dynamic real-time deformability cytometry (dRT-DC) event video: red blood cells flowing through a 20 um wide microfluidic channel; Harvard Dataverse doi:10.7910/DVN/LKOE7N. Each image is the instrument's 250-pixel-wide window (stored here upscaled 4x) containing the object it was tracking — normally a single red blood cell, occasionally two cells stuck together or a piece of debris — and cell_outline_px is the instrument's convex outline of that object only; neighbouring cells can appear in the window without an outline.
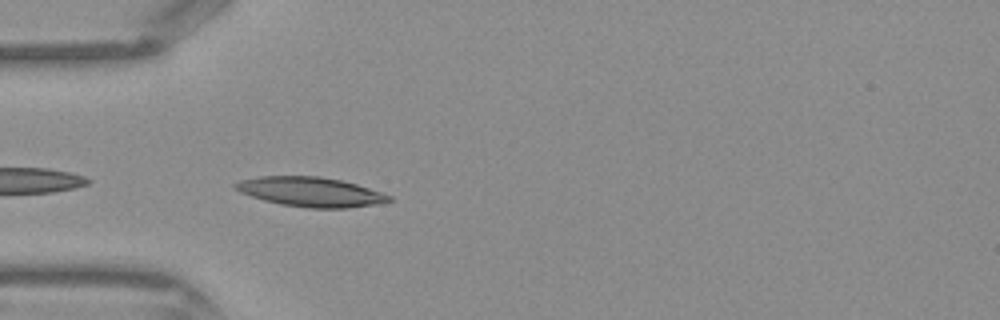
{"species": "Egyptian fruit bat (a non-hibernating species)", "species_latin": "Rousettus aegyptiacus", "temperature_condition": "warm", "stored_images_in_passage": 21, "camera_frame_rate_fps": 3000, "um_per_image_px": 0.085, "frame": {"image": 1, "passage_image": 1, "time_ms": 0.0, "image_size_px": [1000, 320], "cell_outline_px": [[392, 200], [376, 204], [348, 208], [308, 208], [280, 204], [264, 200], [240, 192], [232, 184], [240, 180], [260, 176], [320, 176], [340, 180], [356, 184], [392, 196]], "centroid_in_image_um": [26.39, 16.31], "position_along_channel_um": 58.6, "area_um2": 26.3}}
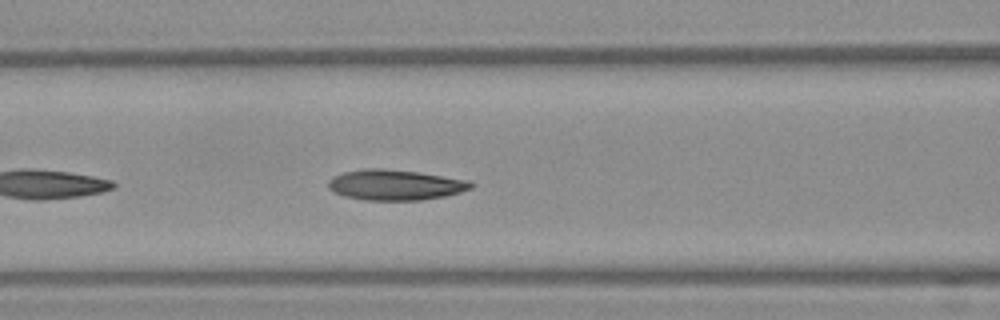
{"frame": {"image": 2, "passage_image": 6, "time_ms": 1.667, "image_size_px": [1000, 320], "cell_outline_px": [[476, 184], [472, 188], [460, 192], [444, 196], [420, 200], [364, 200], [344, 196], [332, 192], [328, 188], [328, 180], [332, 176], [344, 172], [368, 168], [380, 168], [420, 172], [468, 180]], "centroid_in_image_um": [33.58, 15.71], "position_along_channel_um": 133.0, "area_um2": 25.49}}
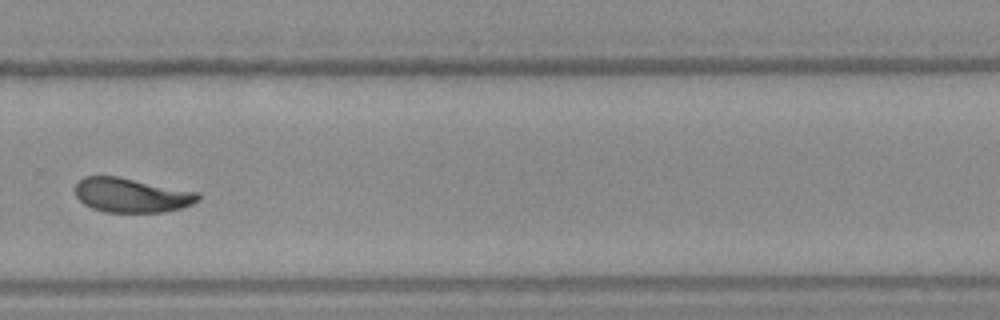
{"frame": {"image": 3, "passage_image": 18, "time_ms": 5.667, "image_size_px": [1000, 320], "cell_outline_px": [[200, 200], [192, 204], [180, 208], [164, 212], [104, 212], [92, 208], [84, 204], [76, 196], [76, 184], [84, 176], [116, 176], [200, 192]], "centroid_in_image_um": [11.2, 16.59], "position_along_channel_um": 318.6, "area_um2": 24.62}}